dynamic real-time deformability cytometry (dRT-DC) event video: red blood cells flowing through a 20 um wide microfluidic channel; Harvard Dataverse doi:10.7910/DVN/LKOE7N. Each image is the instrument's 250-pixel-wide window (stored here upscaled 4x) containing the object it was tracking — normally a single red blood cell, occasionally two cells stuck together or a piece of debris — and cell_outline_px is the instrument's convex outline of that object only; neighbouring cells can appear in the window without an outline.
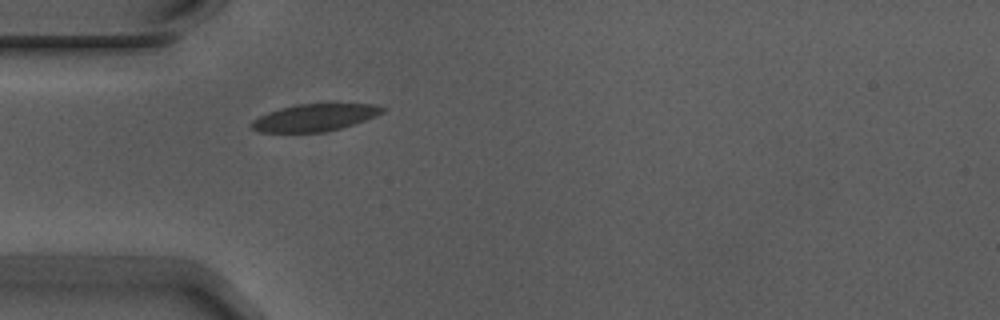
{"species": "Egyptian fruit bat (a non-hibernating species)", "species_latin": "Rousettus aegyptiacus", "temperature_condition": "warm", "stored_images_in_passage": 1, "camera_frame_rate_fps": 3000, "um_per_image_px": 0.085, "animal": {"sex": "male"}, "frame": {"image": 1, "passage_image": 1, "time_ms": 0.0, "image_size_px": [1000, 320], "cell_outline_px": [[388, 108], [384, 112], [376, 116], [340, 128], [324, 132], [260, 132], [252, 128], [252, 120], [268, 112], [280, 108], [296, 104], [376, 104]], "centroid_in_image_um": [26.77, 9.98], "position_along_channel_um": 58.2, "area_um2": 20.58}}